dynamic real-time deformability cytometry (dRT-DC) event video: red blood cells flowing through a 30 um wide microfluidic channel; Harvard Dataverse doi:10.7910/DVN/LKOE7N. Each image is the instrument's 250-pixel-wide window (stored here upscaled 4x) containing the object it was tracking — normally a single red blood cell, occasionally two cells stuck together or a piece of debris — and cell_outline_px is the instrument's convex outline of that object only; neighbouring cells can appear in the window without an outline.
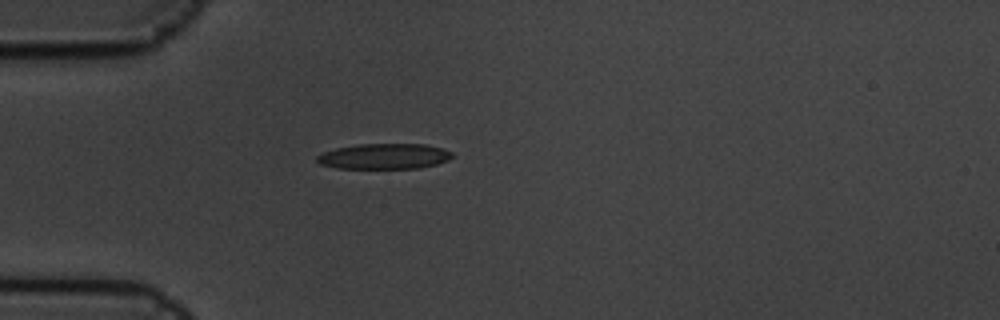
{"species": "common noctule bat (a hibernating species)", "species_latin": "Nyctalus noctula", "temperature_condition": "cold", "stored_images_in_passage": 5, "camera_frame_rate_fps": 3000, "um_per_image_px": 0.085, "animal": {"sex": "male", "body_mass_g": 19.5, "forearm_length_mm": 54.6}, "frame": {"image": 1, "passage_image": 5, "time_ms": 1.333, "image_size_px": [1000, 320], "cell_outline_px": [[456, 156], [448, 160], [436, 164], [420, 168], [336, 168], [320, 164], [316, 160], [316, 156], [324, 152], [336, 148], [360, 144], [428, 144], [444, 148], [452, 152]], "centroid_in_image_um": [32.71, 13.28], "position_along_channel_um": 52.3, "area_um2": 20.23}}